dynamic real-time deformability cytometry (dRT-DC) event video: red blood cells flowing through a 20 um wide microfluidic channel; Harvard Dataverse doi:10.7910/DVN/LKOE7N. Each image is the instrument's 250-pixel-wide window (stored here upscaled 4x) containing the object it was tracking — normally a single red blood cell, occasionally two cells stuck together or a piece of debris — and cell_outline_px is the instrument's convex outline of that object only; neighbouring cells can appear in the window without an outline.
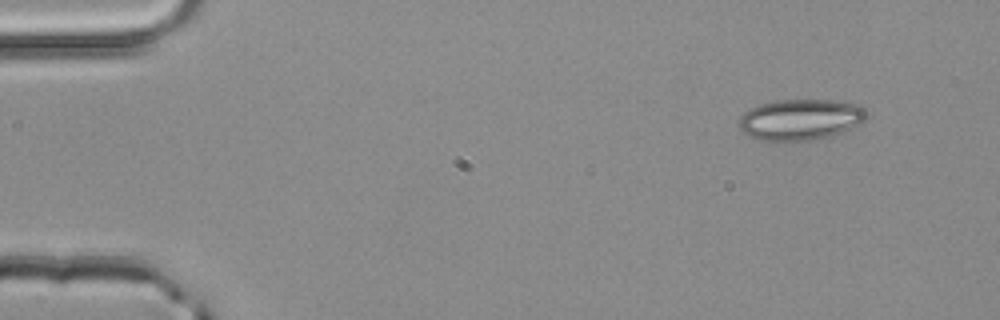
{"species": "common noctule bat (a hibernating species)", "species_latin": "Nyctalus noctula", "temperature_condition": "room temperature", "stored_images_in_passage": 3, "camera_frame_rate_fps": 3000, "um_per_image_px": 0.085, "animal": {"sex": "male", "body_mass_g": 20.4}, "frame": {"image": 1, "passage_image": 1, "time_ms": 0.0, "image_size_px": [1000, 320], "cell_outline_px": [[868, 116], [864, 120], [844, 132], [832, 136], [812, 140], [760, 140], [744, 132], [740, 128], [740, 116], [744, 112], [760, 104], [776, 100], [832, 100], [856, 104], [864, 108]], "centroid_in_image_um": [68.07, 10.15], "position_along_channel_um": 16.9, "area_um2": 30.17}}